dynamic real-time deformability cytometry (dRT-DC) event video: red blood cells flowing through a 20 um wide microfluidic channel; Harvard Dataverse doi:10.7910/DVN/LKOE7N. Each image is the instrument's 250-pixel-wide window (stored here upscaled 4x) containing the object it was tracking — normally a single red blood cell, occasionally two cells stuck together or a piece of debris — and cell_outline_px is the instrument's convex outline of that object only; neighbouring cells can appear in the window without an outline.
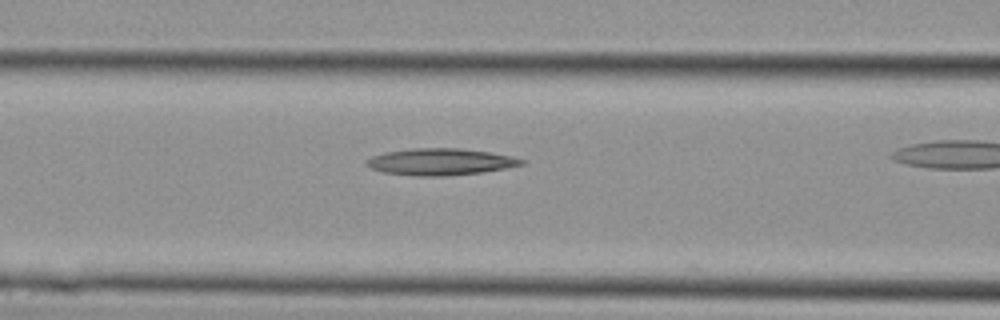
{"species": "Egyptian fruit bat (a non-hibernating species)", "species_latin": "Rousettus aegyptiacus", "temperature_condition": "cold", "stored_images_in_passage": 14, "camera_frame_rate_fps": 3000, "um_per_image_px": 0.085, "animal": {"sex": "female"}, "frame": {"image": 1, "passage_image": 5, "time_ms": 1.333, "image_size_px": [1000, 320], "cell_outline_px": [[524, 164], [484, 172], [448, 176], [416, 176], [384, 172], [372, 168], [364, 164], [364, 160], [372, 156], [384, 152], [412, 148], [460, 148], [488, 152], [512, 156], [524, 160]], "centroid_in_image_um": [37.39, 13.75], "position_along_channel_um": 129.2, "area_um2": 24.16}}
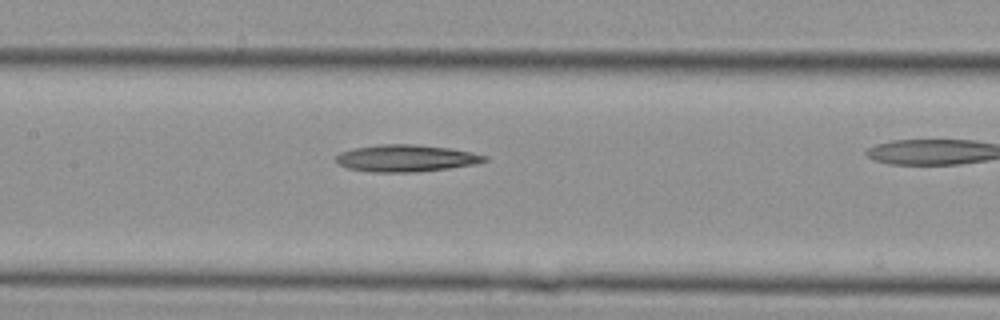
{"frame": {"image": 2, "passage_image": 7, "time_ms": 2.0, "image_size_px": [1000, 320], "cell_outline_px": [[488, 160], [476, 164], [448, 168], [416, 172], [372, 172], [348, 168], [340, 164], [336, 160], [336, 156], [340, 152], [352, 148], [380, 144], [416, 144], [448, 148], [472, 152], [488, 156]], "centroid_in_image_um": [34.52, 13.44], "position_along_channel_um": 172.9, "area_um2": 23.35}}
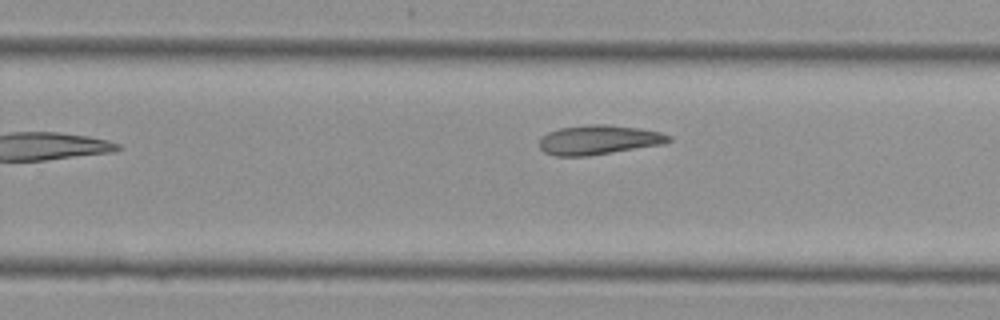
{"frame": {"image": 3, "passage_image": 14, "time_ms": 4.333, "image_size_px": [1000, 320], "cell_outline_px": [[672, 140], [660, 144], [612, 152], [584, 156], [552, 156], [544, 152], [540, 148], [540, 136], [548, 132], [560, 128], [592, 124], [604, 124], [640, 128], [660, 132], [672, 136]], "centroid_in_image_um": [50.85, 11.88], "position_along_channel_um": 279.0, "area_um2": 22.02}}